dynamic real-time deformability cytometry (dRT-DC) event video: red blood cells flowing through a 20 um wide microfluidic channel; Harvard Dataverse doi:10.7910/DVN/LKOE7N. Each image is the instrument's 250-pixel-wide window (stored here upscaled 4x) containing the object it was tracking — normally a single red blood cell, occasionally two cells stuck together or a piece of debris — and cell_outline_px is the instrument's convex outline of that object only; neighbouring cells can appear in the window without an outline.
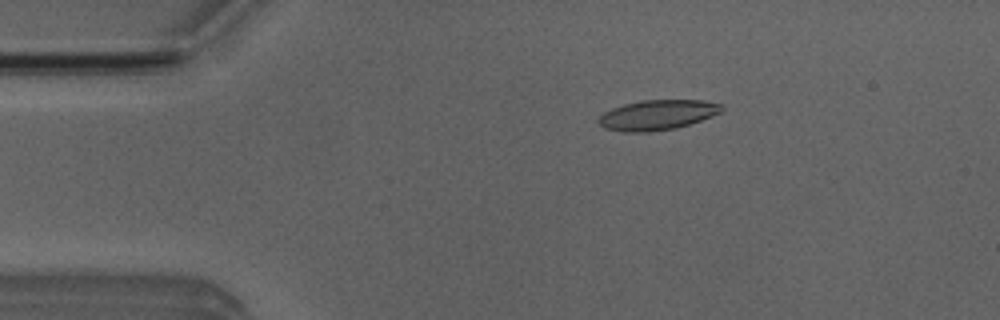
{"species": "Egyptian fruit bat (a non-hibernating species)", "species_latin": "Rousettus aegyptiacus", "temperature_condition": "room temperature", "stored_images_in_passage": 46, "camera_frame_rate_fps": 3000, "um_per_image_px": 0.085, "animal": {"sex": "male"}, "frame": {"image": 1, "passage_image": 3, "time_ms": 0.667, "image_size_px": [1000, 320], "cell_outline_px": [[724, 108], [720, 112], [712, 116], [676, 128], [648, 132], [624, 132], [604, 128], [596, 120], [604, 112], [612, 108], [624, 104], [640, 100], [704, 100], [724, 104]], "centroid_in_image_um": [55.87, 9.76], "position_along_channel_um": 29.1, "area_um2": 21.62}}
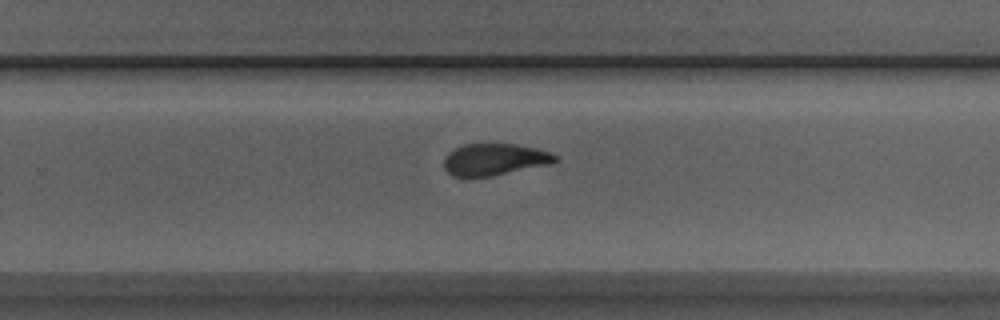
{"frame": {"image": 2, "passage_image": 27, "time_ms": 8.667, "image_size_px": [1000, 320], "cell_outline_px": [[560, 160], [552, 164], [488, 176], [452, 176], [444, 168], [444, 160], [448, 152], [464, 144], [516, 144], [536, 148], [548, 152], [556, 156]], "centroid_in_image_um": [42.05, 13.55], "position_along_channel_um": 287.8, "area_um2": 20.4}}
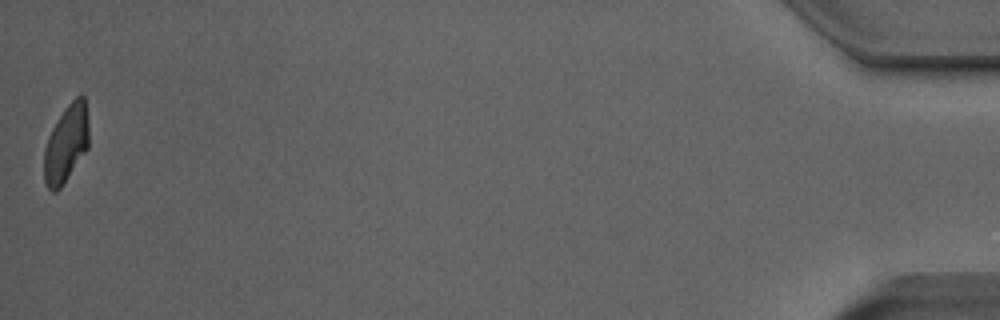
{"frame": {"image": 3, "passage_image": 46, "time_ms": 15.0, "image_size_px": [1000, 320], "cell_outline_px": [[88, 148], [60, 188], [56, 192], [52, 192], [48, 188], [44, 180], [44, 148], [48, 136], [52, 128], [64, 108], [76, 96], [84, 96], [88, 124]], "centroid_in_image_um": [5.61, 12.22], "position_along_channel_um": 429.6, "area_um2": 20.11}, "authors_computed_cell_mechanics": {"area_um2": 21.386, "velocity_mm_per_s": 3.8783, "shape_relaxation_time_tau1_ms": 4.3152, "shape_relaxation_time_tau2_ms": 1.3458, "deformation_change_tau1": 0.1745, "deformation_change_tau2": 0.0905}}